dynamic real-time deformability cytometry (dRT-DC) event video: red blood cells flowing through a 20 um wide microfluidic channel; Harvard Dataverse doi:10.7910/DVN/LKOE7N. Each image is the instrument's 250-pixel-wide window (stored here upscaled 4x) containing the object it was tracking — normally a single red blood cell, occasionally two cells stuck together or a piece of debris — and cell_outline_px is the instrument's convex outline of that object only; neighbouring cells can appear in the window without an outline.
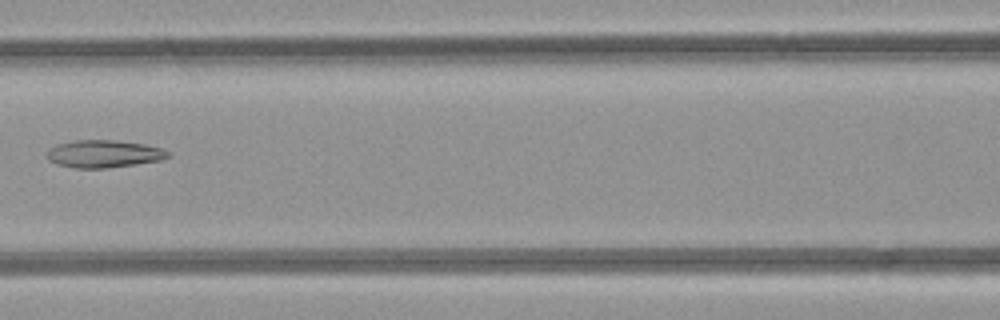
{"species": "common noctule bat (a hibernating species)", "species_latin": "Nyctalus noctula", "temperature_condition": "room temperature", "stored_images_in_passage": 4, "camera_frame_rate_fps": 3000, "um_per_image_px": 0.085, "animal": {"sex": "female", "body_mass_g": 21.9}, "frame": {"image": 1, "passage_image": 4, "time_ms": 4.0, "image_size_px": [1000, 320], "cell_outline_px": [[172, 156], [160, 160], [136, 164], [108, 168], [72, 168], [56, 164], [48, 160], [48, 148], [56, 144], [76, 140], [116, 140], [144, 144], [160, 148], [168, 152]], "centroid_in_image_um": [8.8, 13.08], "position_along_channel_um": 157.8, "area_um2": 19.48}}